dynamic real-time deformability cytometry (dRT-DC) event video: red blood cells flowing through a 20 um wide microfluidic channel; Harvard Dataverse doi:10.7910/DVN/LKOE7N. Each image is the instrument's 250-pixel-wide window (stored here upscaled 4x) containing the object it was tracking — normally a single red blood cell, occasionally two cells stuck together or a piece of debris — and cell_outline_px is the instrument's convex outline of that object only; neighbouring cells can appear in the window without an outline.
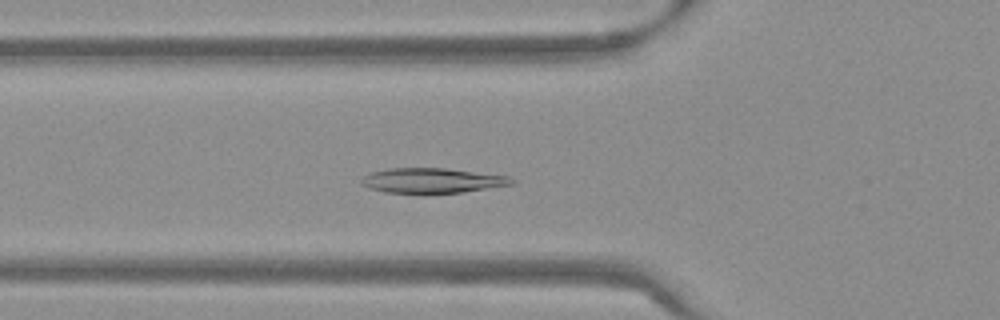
{"species": "Egyptian fruit bat (a non-hibernating species)", "species_latin": "Rousettus aegyptiacus", "temperature_condition": "warm", "stored_images_in_passage": 52, "camera_frame_rate_fps": 3000, "um_per_image_px": 0.085, "frame": {"image": 1, "passage_image": 18, "time_ms": 5.667, "image_size_px": [1000, 320], "cell_outline_px": [[516, 184], [464, 192], [384, 192], [368, 188], [360, 184], [360, 180], [364, 176], [372, 172], [388, 168], [444, 168], [508, 176], [516, 180]], "centroid_in_image_um": [36.75, 15.34], "position_along_channel_um": 89.1, "area_um2": 21.68}}
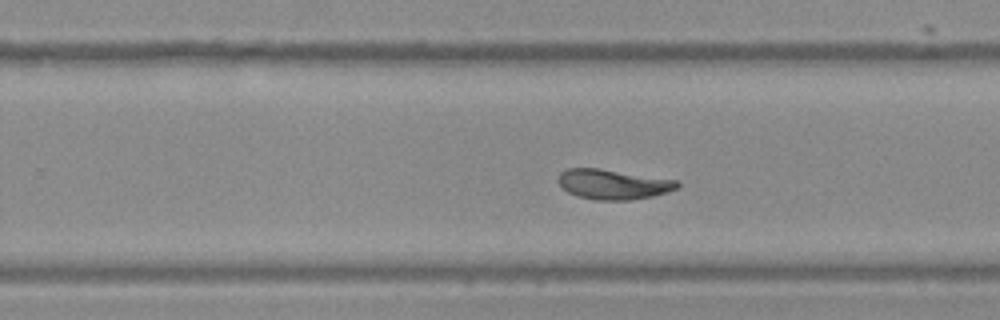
{"frame": {"image": 2, "passage_image": 33, "time_ms": 10.667, "image_size_px": [1000, 320], "cell_outline_px": [[680, 188], [668, 192], [652, 196], [632, 200], [596, 200], [576, 196], [568, 192], [556, 180], [560, 172], [568, 168], [600, 168], [676, 180], [680, 184]], "centroid_in_image_um": [52.11, 15.66], "position_along_channel_um": 277.7, "area_um2": 20.92}}
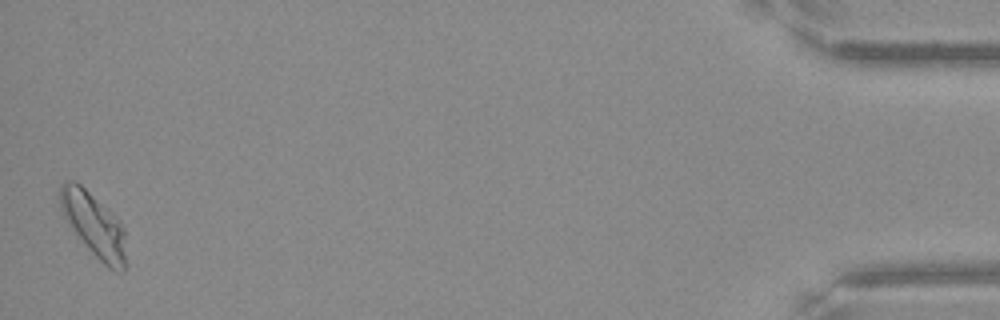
{"frame": {"image": 3, "passage_image": 52, "time_ms": 17.0, "image_size_px": [1000, 320], "cell_outline_px": [[124, 272], [116, 272], [108, 268], [88, 248], [72, 228], [64, 216], [60, 208], [60, 184], [64, 180], [72, 180], [80, 184], [120, 220], [124, 228]], "centroid_in_image_um": [7.97, 19.08], "position_along_channel_um": 427.2, "area_um2": 24.04}, "authors_computed_cell_mechanics": {"area_um2": 21.5594, "velocity_mm_per_s": 3.7724, "shape_relaxation_time_tau1_ms": 3.1056, "shape_relaxation_time_tau2_ms": 1.7592, "deformation_change_tau1": 0.1421, "deformation_change_tau2": 0.0526}}